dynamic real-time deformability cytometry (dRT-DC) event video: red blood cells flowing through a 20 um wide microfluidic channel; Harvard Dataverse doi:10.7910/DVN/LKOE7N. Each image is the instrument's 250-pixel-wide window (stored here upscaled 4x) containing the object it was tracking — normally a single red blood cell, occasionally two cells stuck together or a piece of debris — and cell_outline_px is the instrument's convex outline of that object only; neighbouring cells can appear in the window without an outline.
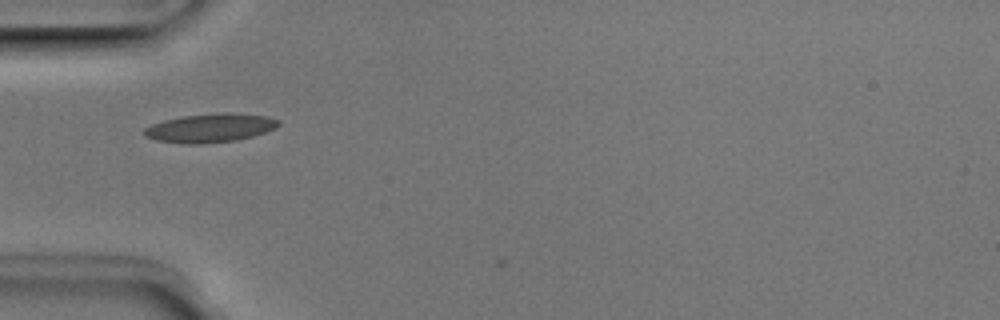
{"species": "Egyptian fruit bat (a non-hibernating species)", "species_latin": "Rousettus aegyptiacus", "temperature_condition": "room temperature", "stored_images_in_passage": 2, "camera_frame_rate_fps": 3000, "um_per_image_px": 0.085, "animal": {"sex": "male"}, "frame": {"image": 1, "passage_image": 1, "time_ms": 0.0, "image_size_px": [1000, 320], "cell_outline_px": [[280, 124], [276, 128], [252, 136], [236, 140], [200, 144], [184, 144], [156, 140], [144, 136], [144, 128], [152, 124], [164, 120], [184, 116], [268, 116], [280, 120]], "centroid_in_image_um": [17.79, 10.94], "position_along_channel_um": 67.2, "area_um2": 21.21}}